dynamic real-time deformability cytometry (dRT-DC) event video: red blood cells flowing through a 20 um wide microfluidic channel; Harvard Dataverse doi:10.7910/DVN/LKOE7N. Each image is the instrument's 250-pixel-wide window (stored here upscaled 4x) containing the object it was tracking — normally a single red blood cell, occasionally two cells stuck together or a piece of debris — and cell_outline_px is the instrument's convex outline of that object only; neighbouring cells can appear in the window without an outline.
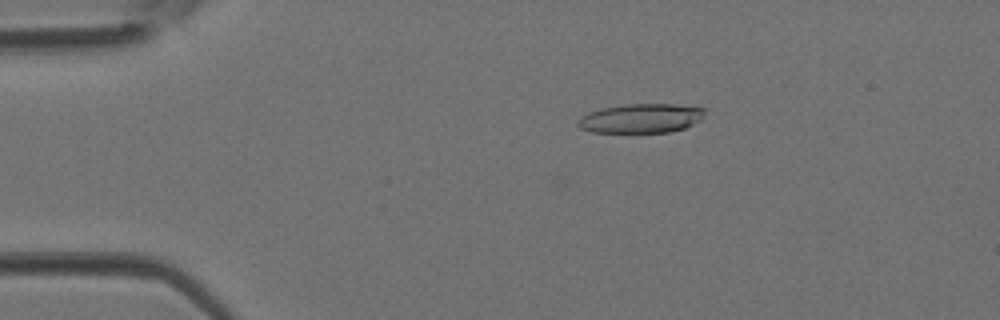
{"species": "Egyptian fruit bat (a non-hibernating species)", "species_latin": "Rousettus aegyptiacus", "temperature_condition": "room temperature", "stored_images_in_passage": 2, "camera_frame_rate_fps": 3000, "um_per_image_px": 0.085, "animal": {"sex": "female"}, "frame": {"image": 1, "passage_image": 1, "time_ms": 0.0, "image_size_px": [1000, 320], "cell_outline_px": [[704, 116], [700, 120], [684, 128], [668, 132], [592, 132], [580, 128], [576, 124], [588, 112], [604, 108], [624, 104], [672, 104], [704, 108]], "centroid_in_image_um": [54.49, 10.06], "position_along_channel_um": 30.5, "area_um2": 21.33}}